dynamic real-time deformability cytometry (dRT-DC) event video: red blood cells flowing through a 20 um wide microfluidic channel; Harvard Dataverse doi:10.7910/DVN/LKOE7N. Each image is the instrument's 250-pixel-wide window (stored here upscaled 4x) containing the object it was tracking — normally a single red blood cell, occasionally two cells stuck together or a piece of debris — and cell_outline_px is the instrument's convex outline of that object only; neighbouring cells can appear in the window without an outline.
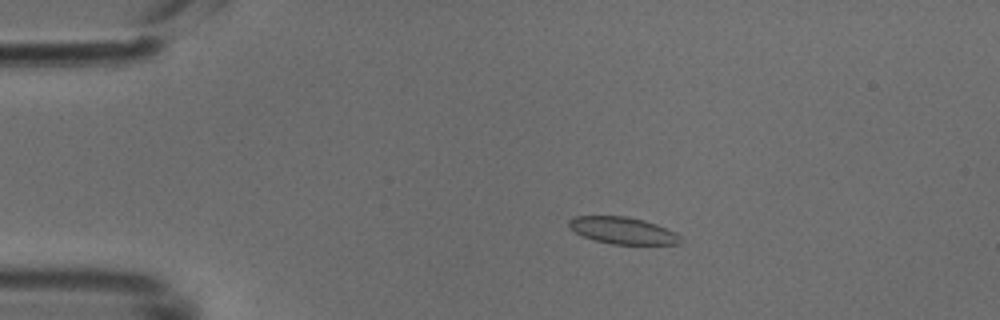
{"species": "common noctule bat (a hibernating species)", "species_latin": "Nyctalus noctula", "temperature_condition": "cold", "stored_images_in_passage": 41, "camera_frame_rate_fps": 3000, "um_per_image_px": 0.085, "animal": {"sex": "male", "body_mass_g": 18.8}, "frame": {"image": 1, "passage_image": 1, "time_ms": 0.0, "image_size_px": [1000, 320], "cell_outline_px": [[684, 240], [680, 244], [612, 244], [596, 240], [584, 236], [568, 228], [568, 220], [576, 216], [628, 216], [644, 220], [656, 224], [676, 232]], "centroid_in_image_um": [52.96, 19.59], "position_along_channel_um": 32.0, "area_um2": 17.51}}
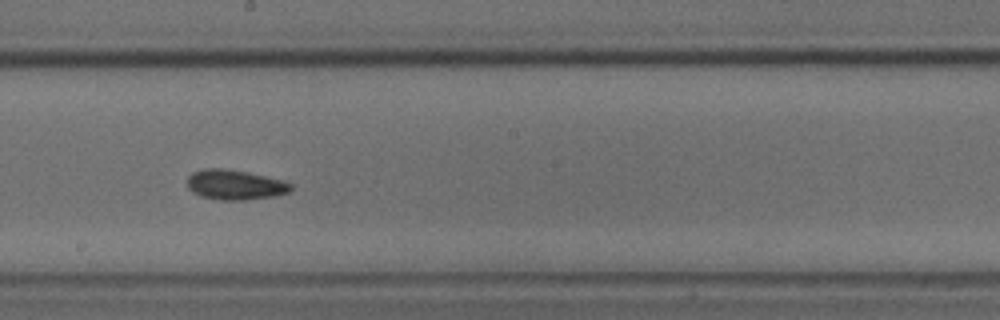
{"frame": {"image": 2, "passage_image": 19, "time_ms": 6.0, "image_size_px": [1000, 320], "cell_outline_px": [[292, 188], [288, 192], [276, 196], [244, 200], [220, 200], [200, 196], [192, 192], [188, 188], [188, 176], [192, 172], [204, 168], [220, 168], [248, 172], [280, 180], [292, 184]], "centroid_in_image_um": [19.94, 15.71], "position_along_channel_um": 228.3, "area_um2": 18.03}}
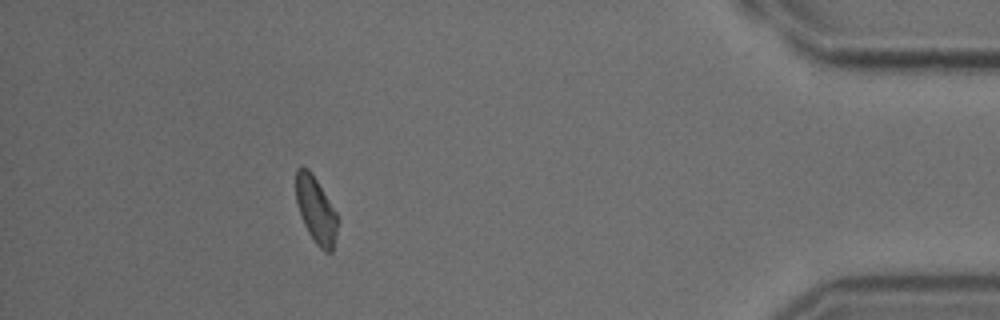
{"frame": {"image": 3, "passage_image": 36, "time_ms": 11.667, "image_size_px": [1000, 320], "cell_outline_px": [[340, 220], [332, 252], [324, 252], [316, 244], [308, 232], [300, 216], [296, 200], [296, 168], [308, 168], [316, 180], [336, 212]], "centroid_in_image_um": [26.87, 17.9], "position_along_channel_um": 408.3, "area_um2": 16.07}}